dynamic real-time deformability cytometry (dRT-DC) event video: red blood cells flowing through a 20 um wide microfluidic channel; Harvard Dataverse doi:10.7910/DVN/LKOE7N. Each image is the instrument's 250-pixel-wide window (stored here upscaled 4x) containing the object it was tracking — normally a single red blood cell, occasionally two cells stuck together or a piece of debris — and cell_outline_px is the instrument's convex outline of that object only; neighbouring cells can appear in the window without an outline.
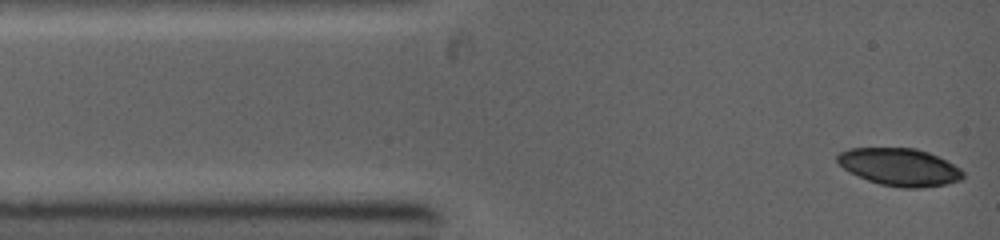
{"species": "common noctule bat (a hibernating species)", "species_latin": "Nyctalus noctula", "temperature_condition": "warm", "stored_images_in_passage": 3, "camera_frame_rate_fps": 5000, "um_per_image_px": 0.085, "animal": {"sex": "female", "body_mass_g": 19.0, "forearm_length_mm": 53.3}, "frame": {"image": 1, "passage_image": 1, "time_ms": 0.0, "image_size_px": [1000, 240], "cell_outline_px": [[964, 176], [960, 180], [948, 184], [920, 188], [904, 188], [880, 184], [868, 180], [844, 168], [836, 160], [836, 156], [840, 152], [848, 148], [916, 148], [928, 152], [960, 168], [964, 172]], "centroid_in_image_um": [76.48, 14.2], "position_along_channel_um": 8.5, "area_um2": 27.22}}